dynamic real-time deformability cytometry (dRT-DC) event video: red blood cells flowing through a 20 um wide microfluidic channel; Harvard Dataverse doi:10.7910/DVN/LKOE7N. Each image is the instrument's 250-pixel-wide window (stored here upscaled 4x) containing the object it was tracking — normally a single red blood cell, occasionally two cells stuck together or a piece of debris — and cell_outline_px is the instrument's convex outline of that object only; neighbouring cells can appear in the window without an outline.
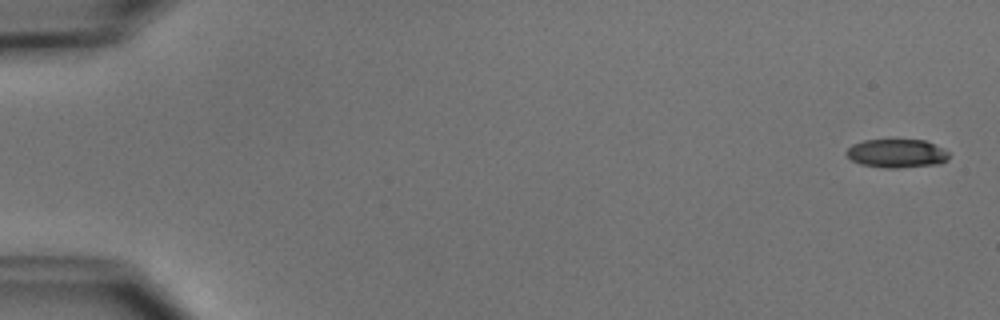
{"species": "common noctule bat (a hibernating species)", "species_latin": "Nyctalus noctula", "temperature_condition": "cold", "stored_images_in_passage": 5, "camera_frame_rate_fps": 3000, "um_per_image_px": 0.085, "animal": {"sex": "male", "body_mass_g": 15.6}, "frame": {"image": 1, "passage_image": 1, "time_ms": 0.0, "image_size_px": [1000, 320], "cell_outline_px": [[948, 160], [940, 164], [900, 168], [884, 168], [860, 164], [852, 160], [844, 152], [852, 144], [864, 140], [924, 140], [948, 152]], "centroid_in_image_um": [76.19, 13.05], "position_along_channel_um": 8.8, "area_um2": 17.05}}
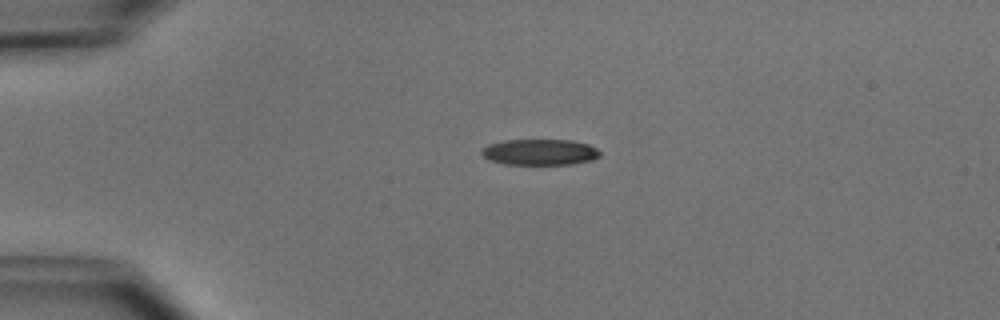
{"frame": {"image": 2, "passage_image": 4, "time_ms": 3.667, "image_size_px": [1000, 320], "cell_outline_px": [[600, 156], [592, 160], [572, 164], [504, 164], [488, 160], [480, 152], [488, 144], [504, 140], [572, 140], [588, 144], [596, 148], [600, 152]], "centroid_in_image_um": [45.88, 12.93], "position_along_channel_um": 39.1, "area_um2": 17.92}}